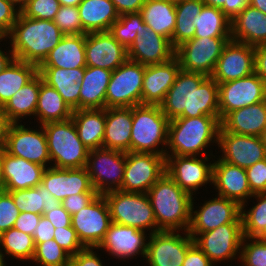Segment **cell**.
<instances>
[{
	"label": "cell",
	"instance_id": "cell-68",
	"mask_svg": "<svg viewBox=\"0 0 266 266\" xmlns=\"http://www.w3.org/2000/svg\"><path fill=\"white\" fill-rule=\"evenodd\" d=\"M63 6H78L82 0H58Z\"/></svg>",
	"mask_w": 266,
	"mask_h": 266
},
{
	"label": "cell",
	"instance_id": "cell-73",
	"mask_svg": "<svg viewBox=\"0 0 266 266\" xmlns=\"http://www.w3.org/2000/svg\"><path fill=\"white\" fill-rule=\"evenodd\" d=\"M172 1L173 3H178V2H181V1H184V0H170Z\"/></svg>",
	"mask_w": 266,
	"mask_h": 266
},
{
	"label": "cell",
	"instance_id": "cell-72",
	"mask_svg": "<svg viewBox=\"0 0 266 266\" xmlns=\"http://www.w3.org/2000/svg\"><path fill=\"white\" fill-rule=\"evenodd\" d=\"M261 139H262L263 144L266 147V128H265V130L263 131V133L261 135Z\"/></svg>",
	"mask_w": 266,
	"mask_h": 266
},
{
	"label": "cell",
	"instance_id": "cell-38",
	"mask_svg": "<svg viewBox=\"0 0 266 266\" xmlns=\"http://www.w3.org/2000/svg\"><path fill=\"white\" fill-rule=\"evenodd\" d=\"M38 74V66L13 59L0 73V109Z\"/></svg>",
	"mask_w": 266,
	"mask_h": 266
},
{
	"label": "cell",
	"instance_id": "cell-48",
	"mask_svg": "<svg viewBox=\"0 0 266 266\" xmlns=\"http://www.w3.org/2000/svg\"><path fill=\"white\" fill-rule=\"evenodd\" d=\"M53 21L64 35L83 34V27L77 6L60 5Z\"/></svg>",
	"mask_w": 266,
	"mask_h": 266
},
{
	"label": "cell",
	"instance_id": "cell-12",
	"mask_svg": "<svg viewBox=\"0 0 266 266\" xmlns=\"http://www.w3.org/2000/svg\"><path fill=\"white\" fill-rule=\"evenodd\" d=\"M111 223L107 201L100 194L86 207L71 216V226L85 248H98Z\"/></svg>",
	"mask_w": 266,
	"mask_h": 266
},
{
	"label": "cell",
	"instance_id": "cell-39",
	"mask_svg": "<svg viewBox=\"0 0 266 266\" xmlns=\"http://www.w3.org/2000/svg\"><path fill=\"white\" fill-rule=\"evenodd\" d=\"M40 89V74L19 89L1 109L12 123H19V119L35 116Z\"/></svg>",
	"mask_w": 266,
	"mask_h": 266
},
{
	"label": "cell",
	"instance_id": "cell-31",
	"mask_svg": "<svg viewBox=\"0 0 266 266\" xmlns=\"http://www.w3.org/2000/svg\"><path fill=\"white\" fill-rule=\"evenodd\" d=\"M231 40L254 47L266 44V14L248 5L231 20Z\"/></svg>",
	"mask_w": 266,
	"mask_h": 266
},
{
	"label": "cell",
	"instance_id": "cell-28",
	"mask_svg": "<svg viewBox=\"0 0 266 266\" xmlns=\"http://www.w3.org/2000/svg\"><path fill=\"white\" fill-rule=\"evenodd\" d=\"M103 148L131 152L132 107L105 108Z\"/></svg>",
	"mask_w": 266,
	"mask_h": 266
},
{
	"label": "cell",
	"instance_id": "cell-44",
	"mask_svg": "<svg viewBox=\"0 0 266 266\" xmlns=\"http://www.w3.org/2000/svg\"><path fill=\"white\" fill-rule=\"evenodd\" d=\"M142 25H145L142 15L140 13H131L120 15L110 27L109 32L113 37L126 49H128L137 32L142 30Z\"/></svg>",
	"mask_w": 266,
	"mask_h": 266
},
{
	"label": "cell",
	"instance_id": "cell-50",
	"mask_svg": "<svg viewBox=\"0 0 266 266\" xmlns=\"http://www.w3.org/2000/svg\"><path fill=\"white\" fill-rule=\"evenodd\" d=\"M19 214L11 194L0 191V235L14 226Z\"/></svg>",
	"mask_w": 266,
	"mask_h": 266
},
{
	"label": "cell",
	"instance_id": "cell-26",
	"mask_svg": "<svg viewBox=\"0 0 266 266\" xmlns=\"http://www.w3.org/2000/svg\"><path fill=\"white\" fill-rule=\"evenodd\" d=\"M146 240L145 231L112 222L104 240L96 249H104L109 255L119 259H129L136 254L145 258Z\"/></svg>",
	"mask_w": 266,
	"mask_h": 266
},
{
	"label": "cell",
	"instance_id": "cell-2",
	"mask_svg": "<svg viewBox=\"0 0 266 266\" xmlns=\"http://www.w3.org/2000/svg\"><path fill=\"white\" fill-rule=\"evenodd\" d=\"M10 36V37H9ZM64 34L52 20L31 19L21 12L7 35L14 59L39 66Z\"/></svg>",
	"mask_w": 266,
	"mask_h": 266
},
{
	"label": "cell",
	"instance_id": "cell-70",
	"mask_svg": "<svg viewBox=\"0 0 266 266\" xmlns=\"http://www.w3.org/2000/svg\"><path fill=\"white\" fill-rule=\"evenodd\" d=\"M12 1L16 6L18 5V8L21 9L27 2L28 0H10Z\"/></svg>",
	"mask_w": 266,
	"mask_h": 266
},
{
	"label": "cell",
	"instance_id": "cell-15",
	"mask_svg": "<svg viewBox=\"0 0 266 266\" xmlns=\"http://www.w3.org/2000/svg\"><path fill=\"white\" fill-rule=\"evenodd\" d=\"M192 201L190 225L187 233L194 238L199 233L216 229L220 225L242 223L241 206L230 199L217 196L205 201L199 210L193 211Z\"/></svg>",
	"mask_w": 266,
	"mask_h": 266
},
{
	"label": "cell",
	"instance_id": "cell-60",
	"mask_svg": "<svg viewBox=\"0 0 266 266\" xmlns=\"http://www.w3.org/2000/svg\"><path fill=\"white\" fill-rule=\"evenodd\" d=\"M120 15L139 13L145 0H111Z\"/></svg>",
	"mask_w": 266,
	"mask_h": 266
},
{
	"label": "cell",
	"instance_id": "cell-42",
	"mask_svg": "<svg viewBox=\"0 0 266 266\" xmlns=\"http://www.w3.org/2000/svg\"><path fill=\"white\" fill-rule=\"evenodd\" d=\"M204 5L202 0H184L175 3L176 25L172 36V46L175 49L194 38L196 29L193 21Z\"/></svg>",
	"mask_w": 266,
	"mask_h": 266
},
{
	"label": "cell",
	"instance_id": "cell-20",
	"mask_svg": "<svg viewBox=\"0 0 266 266\" xmlns=\"http://www.w3.org/2000/svg\"><path fill=\"white\" fill-rule=\"evenodd\" d=\"M254 61V46L230 40L224 46L211 77L218 84L244 78L255 72Z\"/></svg>",
	"mask_w": 266,
	"mask_h": 266
},
{
	"label": "cell",
	"instance_id": "cell-58",
	"mask_svg": "<svg viewBox=\"0 0 266 266\" xmlns=\"http://www.w3.org/2000/svg\"><path fill=\"white\" fill-rule=\"evenodd\" d=\"M54 230L55 227L53 226V224L45 216L42 215L33 233L35 246L38 243L54 239Z\"/></svg>",
	"mask_w": 266,
	"mask_h": 266
},
{
	"label": "cell",
	"instance_id": "cell-40",
	"mask_svg": "<svg viewBox=\"0 0 266 266\" xmlns=\"http://www.w3.org/2000/svg\"><path fill=\"white\" fill-rule=\"evenodd\" d=\"M7 192L11 194L20 213L30 212L44 215L61 205V202L52 196L50 191L41 183L34 188Z\"/></svg>",
	"mask_w": 266,
	"mask_h": 266
},
{
	"label": "cell",
	"instance_id": "cell-51",
	"mask_svg": "<svg viewBox=\"0 0 266 266\" xmlns=\"http://www.w3.org/2000/svg\"><path fill=\"white\" fill-rule=\"evenodd\" d=\"M54 240L70 256L76 255L79 251L85 248L72 226L55 228Z\"/></svg>",
	"mask_w": 266,
	"mask_h": 266
},
{
	"label": "cell",
	"instance_id": "cell-33",
	"mask_svg": "<svg viewBox=\"0 0 266 266\" xmlns=\"http://www.w3.org/2000/svg\"><path fill=\"white\" fill-rule=\"evenodd\" d=\"M112 71L85 67L84 77L80 82L79 109L105 108L106 90L111 79Z\"/></svg>",
	"mask_w": 266,
	"mask_h": 266
},
{
	"label": "cell",
	"instance_id": "cell-23",
	"mask_svg": "<svg viewBox=\"0 0 266 266\" xmlns=\"http://www.w3.org/2000/svg\"><path fill=\"white\" fill-rule=\"evenodd\" d=\"M175 50L170 40L142 25L127 52L128 59L146 66L171 60L175 57Z\"/></svg>",
	"mask_w": 266,
	"mask_h": 266
},
{
	"label": "cell",
	"instance_id": "cell-24",
	"mask_svg": "<svg viewBox=\"0 0 266 266\" xmlns=\"http://www.w3.org/2000/svg\"><path fill=\"white\" fill-rule=\"evenodd\" d=\"M212 184L218 190V196L237 202L244 207L247 199L252 198L246 170L225 161L213 163Z\"/></svg>",
	"mask_w": 266,
	"mask_h": 266
},
{
	"label": "cell",
	"instance_id": "cell-13",
	"mask_svg": "<svg viewBox=\"0 0 266 266\" xmlns=\"http://www.w3.org/2000/svg\"><path fill=\"white\" fill-rule=\"evenodd\" d=\"M219 116L266 100V83L255 73L218 84Z\"/></svg>",
	"mask_w": 266,
	"mask_h": 266
},
{
	"label": "cell",
	"instance_id": "cell-49",
	"mask_svg": "<svg viewBox=\"0 0 266 266\" xmlns=\"http://www.w3.org/2000/svg\"><path fill=\"white\" fill-rule=\"evenodd\" d=\"M60 3L58 0H28L20 12L31 19L54 20Z\"/></svg>",
	"mask_w": 266,
	"mask_h": 266
},
{
	"label": "cell",
	"instance_id": "cell-56",
	"mask_svg": "<svg viewBox=\"0 0 266 266\" xmlns=\"http://www.w3.org/2000/svg\"><path fill=\"white\" fill-rule=\"evenodd\" d=\"M42 215L30 212H21L15 221L14 228L33 236Z\"/></svg>",
	"mask_w": 266,
	"mask_h": 266
},
{
	"label": "cell",
	"instance_id": "cell-46",
	"mask_svg": "<svg viewBox=\"0 0 266 266\" xmlns=\"http://www.w3.org/2000/svg\"><path fill=\"white\" fill-rule=\"evenodd\" d=\"M70 255L52 239L35 246L32 261L40 266H69Z\"/></svg>",
	"mask_w": 266,
	"mask_h": 266
},
{
	"label": "cell",
	"instance_id": "cell-27",
	"mask_svg": "<svg viewBox=\"0 0 266 266\" xmlns=\"http://www.w3.org/2000/svg\"><path fill=\"white\" fill-rule=\"evenodd\" d=\"M46 168L21 157L12 156L4 149L2 175L5 191L37 187Z\"/></svg>",
	"mask_w": 266,
	"mask_h": 266
},
{
	"label": "cell",
	"instance_id": "cell-36",
	"mask_svg": "<svg viewBox=\"0 0 266 266\" xmlns=\"http://www.w3.org/2000/svg\"><path fill=\"white\" fill-rule=\"evenodd\" d=\"M139 13L148 28L172 43L176 25L175 3L170 0H146Z\"/></svg>",
	"mask_w": 266,
	"mask_h": 266
},
{
	"label": "cell",
	"instance_id": "cell-22",
	"mask_svg": "<svg viewBox=\"0 0 266 266\" xmlns=\"http://www.w3.org/2000/svg\"><path fill=\"white\" fill-rule=\"evenodd\" d=\"M41 184L60 202L70 195L97 193L85 167L60 169L50 166L44 170Z\"/></svg>",
	"mask_w": 266,
	"mask_h": 266
},
{
	"label": "cell",
	"instance_id": "cell-11",
	"mask_svg": "<svg viewBox=\"0 0 266 266\" xmlns=\"http://www.w3.org/2000/svg\"><path fill=\"white\" fill-rule=\"evenodd\" d=\"M166 173V155L127 152L121 191L147 193Z\"/></svg>",
	"mask_w": 266,
	"mask_h": 266
},
{
	"label": "cell",
	"instance_id": "cell-4",
	"mask_svg": "<svg viewBox=\"0 0 266 266\" xmlns=\"http://www.w3.org/2000/svg\"><path fill=\"white\" fill-rule=\"evenodd\" d=\"M220 121V116L207 115L170 120L167 146L171 155L166 156H206L204 150L210 142L218 145Z\"/></svg>",
	"mask_w": 266,
	"mask_h": 266
},
{
	"label": "cell",
	"instance_id": "cell-53",
	"mask_svg": "<svg viewBox=\"0 0 266 266\" xmlns=\"http://www.w3.org/2000/svg\"><path fill=\"white\" fill-rule=\"evenodd\" d=\"M10 0H0V36L7 38L20 13V9Z\"/></svg>",
	"mask_w": 266,
	"mask_h": 266
},
{
	"label": "cell",
	"instance_id": "cell-55",
	"mask_svg": "<svg viewBox=\"0 0 266 266\" xmlns=\"http://www.w3.org/2000/svg\"><path fill=\"white\" fill-rule=\"evenodd\" d=\"M94 248L86 247L76 255L70 257L69 266H103L99 256L93 251Z\"/></svg>",
	"mask_w": 266,
	"mask_h": 266
},
{
	"label": "cell",
	"instance_id": "cell-57",
	"mask_svg": "<svg viewBox=\"0 0 266 266\" xmlns=\"http://www.w3.org/2000/svg\"><path fill=\"white\" fill-rule=\"evenodd\" d=\"M214 264L194 243L188 250L182 266H213Z\"/></svg>",
	"mask_w": 266,
	"mask_h": 266
},
{
	"label": "cell",
	"instance_id": "cell-3",
	"mask_svg": "<svg viewBox=\"0 0 266 266\" xmlns=\"http://www.w3.org/2000/svg\"><path fill=\"white\" fill-rule=\"evenodd\" d=\"M147 196L160 231L188 230L194 198L167 173L148 190Z\"/></svg>",
	"mask_w": 266,
	"mask_h": 266
},
{
	"label": "cell",
	"instance_id": "cell-10",
	"mask_svg": "<svg viewBox=\"0 0 266 266\" xmlns=\"http://www.w3.org/2000/svg\"><path fill=\"white\" fill-rule=\"evenodd\" d=\"M230 40L231 37H194L178 46L175 56L182 70L211 77L224 46Z\"/></svg>",
	"mask_w": 266,
	"mask_h": 266
},
{
	"label": "cell",
	"instance_id": "cell-1",
	"mask_svg": "<svg viewBox=\"0 0 266 266\" xmlns=\"http://www.w3.org/2000/svg\"><path fill=\"white\" fill-rule=\"evenodd\" d=\"M160 107L169 120L219 116L218 83L212 77L180 69Z\"/></svg>",
	"mask_w": 266,
	"mask_h": 266
},
{
	"label": "cell",
	"instance_id": "cell-62",
	"mask_svg": "<svg viewBox=\"0 0 266 266\" xmlns=\"http://www.w3.org/2000/svg\"><path fill=\"white\" fill-rule=\"evenodd\" d=\"M249 5V0H228V5H223L222 12L230 19H234Z\"/></svg>",
	"mask_w": 266,
	"mask_h": 266
},
{
	"label": "cell",
	"instance_id": "cell-69",
	"mask_svg": "<svg viewBox=\"0 0 266 266\" xmlns=\"http://www.w3.org/2000/svg\"><path fill=\"white\" fill-rule=\"evenodd\" d=\"M255 238L260 241L266 242V225L263 228V230Z\"/></svg>",
	"mask_w": 266,
	"mask_h": 266
},
{
	"label": "cell",
	"instance_id": "cell-35",
	"mask_svg": "<svg viewBox=\"0 0 266 266\" xmlns=\"http://www.w3.org/2000/svg\"><path fill=\"white\" fill-rule=\"evenodd\" d=\"M77 7L83 34L109 31L119 18L111 0H82Z\"/></svg>",
	"mask_w": 266,
	"mask_h": 266
},
{
	"label": "cell",
	"instance_id": "cell-67",
	"mask_svg": "<svg viewBox=\"0 0 266 266\" xmlns=\"http://www.w3.org/2000/svg\"><path fill=\"white\" fill-rule=\"evenodd\" d=\"M3 155H4V149H0V191L4 189V181L2 175Z\"/></svg>",
	"mask_w": 266,
	"mask_h": 266
},
{
	"label": "cell",
	"instance_id": "cell-43",
	"mask_svg": "<svg viewBox=\"0 0 266 266\" xmlns=\"http://www.w3.org/2000/svg\"><path fill=\"white\" fill-rule=\"evenodd\" d=\"M6 255L21 260H32L35 253L33 236L12 227L0 235V247Z\"/></svg>",
	"mask_w": 266,
	"mask_h": 266
},
{
	"label": "cell",
	"instance_id": "cell-65",
	"mask_svg": "<svg viewBox=\"0 0 266 266\" xmlns=\"http://www.w3.org/2000/svg\"><path fill=\"white\" fill-rule=\"evenodd\" d=\"M206 6L221 9L223 5H228V0H202Z\"/></svg>",
	"mask_w": 266,
	"mask_h": 266
},
{
	"label": "cell",
	"instance_id": "cell-14",
	"mask_svg": "<svg viewBox=\"0 0 266 266\" xmlns=\"http://www.w3.org/2000/svg\"><path fill=\"white\" fill-rule=\"evenodd\" d=\"M243 237L242 223H229L199 233L193 240L210 261L216 265L215 262L237 259L236 255H240Z\"/></svg>",
	"mask_w": 266,
	"mask_h": 266
},
{
	"label": "cell",
	"instance_id": "cell-45",
	"mask_svg": "<svg viewBox=\"0 0 266 266\" xmlns=\"http://www.w3.org/2000/svg\"><path fill=\"white\" fill-rule=\"evenodd\" d=\"M252 197L259 202L249 211L241 207L243 235L256 237L266 225V193L254 194Z\"/></svg>",
	"mask_w": 266,
	"mask_h": 266
},
{
	"label": "cell",
	"instance_id": "cell-9",
	"mask_svg": "<svg viewBox=\"0 0 266 266\" xmlns=\"http://www.w3.org/2000/svg\"><path fill=\"white\" fill-rule=\"evenodd\" d=\"M125 164V152L106 148L89 150L85 168L94 190L100 195L120 190Z\"/></svg>",
	"mask_w": 266,
	"mask_h": 266
},
{
	"label": "cell",
	"instance_id": "cell-30",
	"mask_svg": "<svg viewBox=\"0 0 266 266\" xmlns=\"http://www.w3.org/2000/svg\"><path fill=\"white\" fill-rule=\"evenodd\" d=\"M85 67L63 69L58 67H38V73L45 83L58 91L72 110L79 109L80 82Z\"/></svg>",
	"mask_w": 266,
	"mask_h": 266
},
{
	"label": "cell",
	"instance_id": "cell-7",
	"mask_svg": "<svg viewBox=\"0 0 266 266\" xmlns=\"http://www.w3.org/2000/svg\"><path fill=\"white\" fill-rule=\"evenodd\" d=\"M103 196L107 201L113 223L135 227L143 231L151 228L150 234L160 231L147 193L114 190L103 194Z\"/></svg>",
	"mask_w": 266,
	"mask_h": 266
},
{
	"label": "cell",
	"instance_id": "cell-71",
	"mask_svg": "<svg viewBox=\"0 0 266 266\" xmlns=\"http://www.w3.org/2000/svg\"><path fill=\"white\" fill-rule=\"evenodd\" d=\"M4 254L2 253V249H0V266H6V263L4 261Z\"/></svg>",
	"mask_w": 266,
	"mask_h": 266
},
{
	"label": "cell",
	"instance_id": "cell-63",
	"mask_svg": "<svg viewBox=\"0 0 266 266\" xmlns=\"http://www.w3.org/2000/svg\"><path fill=\"white\" fill-rule=\"evenodd\" d=\"M12 125L10 119L0 109V149H5L7 145L8 132Z\"/></svg>",
	"mask_w": 266,
	"mask_h": 266
},
{
	"label": "cell",
	"instance_id": "cell-16",
	"mask_svg": "<svg viewBox=\"0 0 266 266\" xmlns=\"http://www.w3.org/2000/svg\"><path fill=\"white\" fill-rule=\"evenodd\" d=\"M175 232L159 231L149 235L145 258L150 266H182L194 240L187 231L183 237Z\"/></svg>",
	"mask_w": 266,
	"mask_h": 266
},
{
	"label": "cell",
	"instance_id": "cell-64",
	"mask_svg": "<svg viewBox=\"0 0 266 266\" xmlns=\"http://www.w3.org/2000/svg\"><path fill=\"white\" fill-rule=\"evenodd\" d=\"M9 55L8 53L5 54L3 51L0 50V73L6 68V66L14 59V55L9 50Z\"/></svg>",
	"mask_w": 266,
	"mask_h": 266
},
{
	"label": "cell",
	"instance_id": "cell-29",
	"mask_svg": "<svg viewBox=\"0 0 266 266\" xmlns=\"http://www.w3.org/2000/svg\"><path fill=\"white\" fill-rule=\"evenodd\" d=\"M220 124L219 131L261 136L266 128V100L228 113Z\"/></svg>",
	"mask_w": 266,
	"mask_h": 266
},
{
	"label": "cell",
	"instance_id": "cell-19",
	"mask_svg": "<svg viewBox=\"0 0 266 266\" xmlns=\"http://www.w3.org/2000/svg\"><path fill=\"white\" fill-rule=\"evenodd\" d=\"M220 159L241 168H249L266 158V147L261 136H249L219 131Z\"/></svg>",
	"mask_w": 266,
	"mask_h": 266
},
{
	"label": "cell",
	"instance_id": "cell-66",
	"mask_svg": "<svg viewBox=\"0 0 266 266\" xmlns=\"http://www.w3.org/2000/svg\"><path fill=\"white\" fill-rule=\"evenodd\" d=\"M249 5L266 14V0H249Z\"/></svg>",
	"mask_w": 266,
	"mask_h": 266
},
{
	"label": "cell",
	"instance_id": "cell-61",
	"mask_svg": "<svg viewBox=\"0 0 266 266\" xmlns=\"http://www.w3.org/2000/svg\"><path fill=\"white\" fill-rule=\"evenodd\" d=\"M254 50H255V61H254L255 73L266 83V44L255 46Z\"/></svg>",
	"mask_w": 266,
	"mask_h": 266
},
{
	"label": "cell",
	"instance_id": "cell-47",
	"mask_svg": "<svg viewBox=\"0 0 266 266\" xmlns=\"http://www.w3.org/2000/svg\"><path fill=\"white\" fill-rule=\"evenodd\" d=\"M248 240L251 243H248ZM239 259L243 263L242 266H266V242L244 236Z\"/></svg>",
	"mask_w": 266,
	"mask_h": 266
},
{
	"label": "cell",
	"instance_id": "cell-59",
	"mask_svg": "<svg viewBox=\"0 0 266 266\" xmlns=\"http://www.w3.org/2000/svg\"><path fill=\"white\" fill-rule=\"evenodd\" d=\"M43 216H45L55 228L71 226V215L62 204L59 207L46 212Z\"/></svg>",
	"mask_w": 266,
	"mask_h": 266
},
{
	"label": "cell",
	"instance_id": "cell-52",
	"mask_svg": "<svg viewBox=\"0 0 266 266\" xmlns=\"http://www.w3.org/2000/svg\"><path fill=\"white\" fill-rule=\"evenodd\" d=\"M245 170L252 194L266 193V158Z\"/></svg>",
	"mask_w": 266,
	"mask_h": 266
},
{
	"label": "cell",
	"instance_id": "cell-41",
	"mask_svg": "<svg viewBox=\"0 0 266 266\" xmlns=\"http://www.w3.org/2000/svg\"><path fill=\"white\" fill-rule=\"evenodd\" d=\"M193 24L194 37H231V20L219 8L204 5Z\"/></svg>",
	"mask_w": 266,
	"mask_h": 266
},
{
	"label": "cell",
	"instance_id": "cell-37",
	"mask_svg": "<svg viewBox=\"0 0 266 266\" xmlns=\"http://www.w3.org/2000/svg\"><path fill=\"white\" fill-rule=\"evenodd\" d=\"M73 110L63 100L56 89L45 83L40 75L39 97L35 116L39 123L44 125L49 122L64 121L72 117Z\"/></svg>",
	"mask_w": 266,
	"mask_h": 266
},
{
	"label": "cell",
	"instance_id": "cell-6",
	"mask_svg": "<svg viewBox=\"0 0 266 266\" xmlns=\"http://www.w3.org/2000/svg\"><path fill=\"white\" fill-rule=\"evenodd\" d=\"M47 139L52 167L73 169L86 167L89 150L81 142L72 118L42 125Z\"/></svg>",
	"mask_w": 266,
	"mask_h": 266
},
{
	"label": "cell",
	"instance_id": "cell-18",
	"mask_svg": "<svg viewBox=\"0 0 266 266\" xmlns=\"http://www.w3.org/2000/svg\"><path fill=\"white\" fill-rule=\"evenodd\" d=\"M209 159L207 156L203 159L197 156H166V173L182 190L193 195L199 187L212 183L213 163L205 162Z\"/></svg>",
	"mask_w": 266,
	"mask_h": 266
},
{
	"label": "cell",
	"instance_id": "cell-17",
	"mask_svg": "<svg viewBox=\"0 0 266 266\" xmlns=\"http://www.w3.org/2000/svg\"><path fill=\"white\" fill-rule=\"evenodd\" d=\"M39 128L40 130H33L25 128L20 122L12 123L5 151L47 168L46 163L50 161L47 139L43 126Z\"/></svg>",
	"mask_w": 266,
	"mask_h": 266
},
{
	"label": "cell",
	"instance_id": "cell-54",
	"mask_svg": "<svg viewBox=\"0 0 266 266\" xmlns=\"http://www.w3.org/2000/svg\"><path fill=\"white\" fill-rule=\"evenodd\" d=\"M98 195H99L98 193H81V194L70 195L66 197L61 202V204L72 216L82 208L86 207Z\"/></svg>",
	"mask_w": 266,
	"mask_h": 266
},
{
	"label": "cell",
	"instance_id": "cell-34",
	"mask_svg": "<svg viewBox=\"0 0 266 266\" xmlns=\"http://www.w3.org/2000/svg\"><path fill=\"white\" fill-rule=\"evenodd\" d=\"M72 121L79 139L88 150L103 148L105 108L73 110Z\"/></svg>",
	"mask_w": 266,
	"mask_h": 266
},
{
	"label": "cell",
	"instance_id": "cell-5",
	"mask_svg": "<svg viewBox=\"0 0 266 266\" xmlns=\"http://www.w3.org/2000/svg\"><path fill=\"white\" fill-rule=\"evenodd\" d=\"M131 152L169 154V119L158 105H137L132 107ZM163 147L159 149L158 145Z\"/></svg>",
	"mask_w": 266,
	"mask_h": 266
},
{
	"label": "cell",
	"instance_id": "cell-21",
	"mask_svg": "<svg viewBox=\"0 0 266 266\" xmlns=\"http://www.w3.org/2000/svg\"><path fill=\"white\" fill-rule=\"evenodd\" d=\"M86 65L114 71L128 59L127 49L109 31L85 34Z\"/></svg>",
	"mask_w": 266,
	"mask_h": 266
},
{
	"label": "cell",
	"instance_id": "cell-32",
	"mask_svg": "<svg viewBox=\"0 0 266 266\" xmlns=\"http://www.w3.org/2000/svg\"><path fill=\"white\" fill-rule=\"evenodd\" d=\"M85 34L64 35L38 67H86Z\"/></svg>",
	"mask_w": 266,
	"mask_h": 266
},
{
	"label": "cell",
	"instance_id": "cell-8",
	"mask_svg": "<svg viewBox=\"0 0 266 266\" xmlns=\"http://www.w3.org/2000/svg\"><path fill=\"white\" fill-rule=\"evenodd\" d=\"M144 74L145 65L130 59L112 71L106 90L105 108L141 105Z\"/></svg>",
	"mask_w": 266,
	"mask_h": 266
},
{
	"label": "cell",
	"instance_id": "cell-25",
	"mask_svg": "<svg viewBox=\"0 0 266 266\" xmlns=\"http://www.w3.org/2000/svg\"><path fill=\"white\" fill-rule=\"evenodd\" d=\"M180 69L176 56L164 63L146 65L142 84V105L160 106Z\"/></svg>",
	"mask_w": 266,
	"mask_h": 266
}]
</instances>
